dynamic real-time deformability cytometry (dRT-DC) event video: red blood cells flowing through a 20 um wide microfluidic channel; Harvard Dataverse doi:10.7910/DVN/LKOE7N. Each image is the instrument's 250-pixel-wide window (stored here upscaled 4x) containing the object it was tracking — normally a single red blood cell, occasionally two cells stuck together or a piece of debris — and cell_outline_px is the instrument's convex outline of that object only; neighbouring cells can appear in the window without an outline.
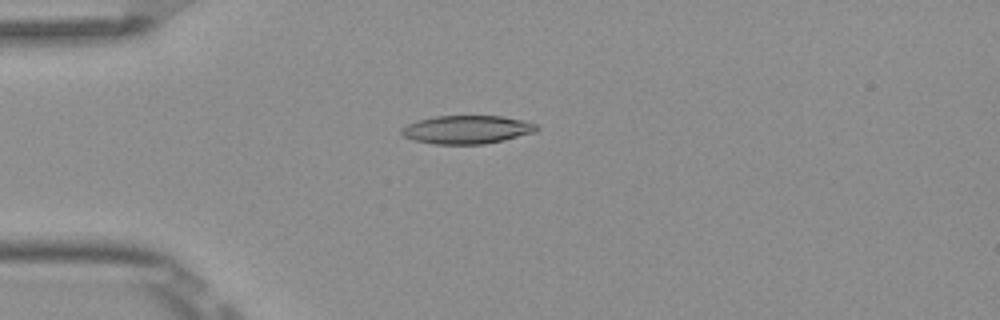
{"species": "Egyptian fruit bat (a non-hibernating species)", "species_latin": "Rousettus aegyptiacus", "temperature_condition": "room temperature", "stored_images_in_passage": 7, "camera_frame_rate_fps": 3000, "um_per_image_px": 0.085, "frame": {"image": 1, "passage_image": 4, "time_ms": 1.0, "image_size_px": [1000, 320], "cell_outline_px": [[540, 128], [536, 132], [504, 140], [484, 144], [432, 144], [412, 140], [404, 136], [400, 132], [400, 128], [416, 120], [436, 116], [500, 116], [520, 120], [536, 124]], "centroid_in_image_um": [39.66, 11.02], "position_along_channel_um": 45.3, "area_um2": 22.37}}
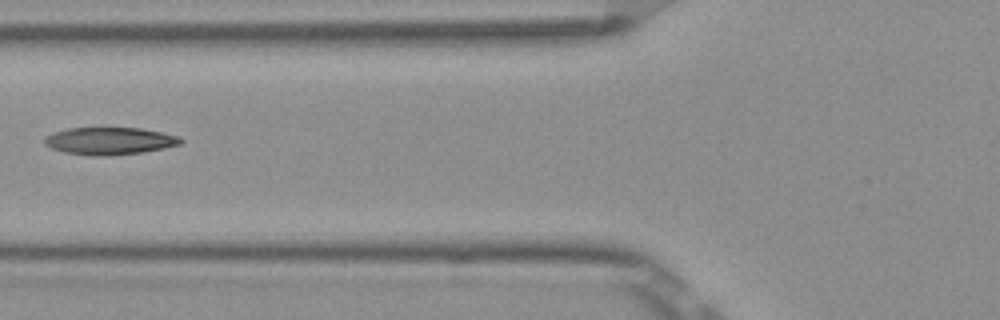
{"frame": {"image": 2, "passage_image": 6, "time_ms": 1.667, "image_size_px": [1000, 320], "cell_outline_px": [[184, 140], [180, 144], [164, 148], [144, 152], [104, 156], [92, 156], [64, 152], [52, 148], [44, 144], [44, 140], [48, 136], [56, 132], [68, 128], [140, 128], [180, 136]], "centroid_in_image_um": [9.35, 11.98], "position_along_channel_um": 116.4, "area_um2": 21.56}}
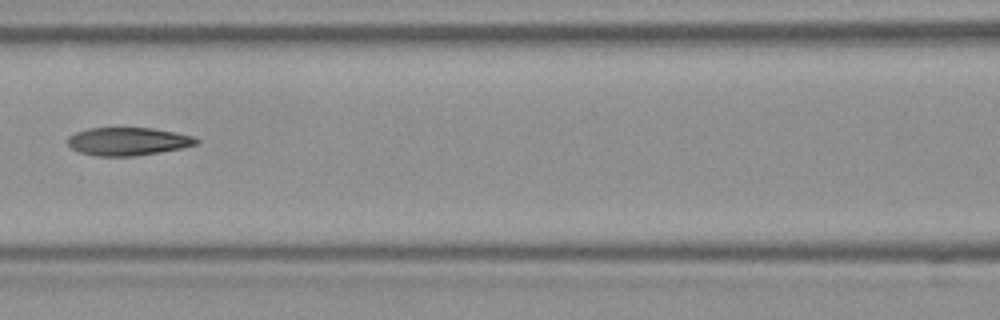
{"frame": {"image": 3, "passage_image": 7, "time_ms": 2.0, "image_size_px": [1000, 320], "cell_outline_px": [[200, 140], [196, 144], [180, 148], [160, 152], [136, 156], [96, 156], [80, 152], [72, 148], [68, 144], [68, 136], [76, 132], [88, 128], [152, 128], [176, 132], [192, 136]], "centroid_in_image_um": [10.86, 12.02], "position_along_channel_um": 155.7, "area_um2": 20.92}}